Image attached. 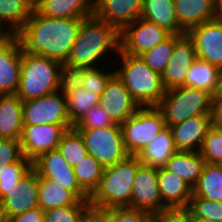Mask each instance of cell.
<instances>
[{
	"mask_svg": "<svg viewBox=\"0 0 222 222\" xmlns=\"http://www.w3.org/2000/svg\"><path fill=\"white\" fill-rule=\"evenodd\" d=\"M83 18H53L33 9L24 26L15 34L23 52L59 61L69 58Z\"/></svg>",
	"mask_w": 222,
	"mask_h": 222,
	"instance_id": "cell-1",
	"label": "cell"
},
{
	"mask_svg": "<svg viewBox=\"0 0 222 222\" xmlns=\"http://www.w3.org/2000/svg\"><path fill=\"white\" fill-rule=\"evenodd\" d=\"M120 38V31L115 26L94 15L83 19L69 58L64 64L65 74L71 75L79 69L100 65L103 67L102 62L107 59L104 56L120 52Z\"/></svg>",
	"mask_w": 222,
	"mask_h": 222,
	"instance_id": "cell-2",
	"label": "cell"
},
{
	"mask_svg": "<svg viewBox=\"0 0 222 222\" xmlns=\"http://www.w3.org/2000/svg\"><path fill=\"white\" fill-rule=\"evenodd\" d=\"M65 76L64 65L59 61L22 51L16 95L24 102L55 93L63 88Z\"/></svg>",
	"mask_w": 222,
	"mask_h": 222,
	"instance_id": "cell-3",
	"label": "cell"
},
{
	"mask_svg": "<svg viewBox=\"0 0 222 222\" xmlns=\"http://www.w3.org/2000/svg\"><path fill=\"white\" fill-rule=\"evenodd\" d=\"M142 163L137 156L104 167L101 182L90 196L92 209L104 211L114 207H129L133 182Z\"/></svg>",
	"mask_w": 222,
	"mask_h": 222,
	"instance_id": "cell-4",
	"label": "cell"
},
{
	"mask_svg": "<svg viewBox=\"0 0 222 222\" xmlns=\"http://www.w3.org/2000/svg\"><path fill=\"white\" fill-rule=\"evenodd\" d=\"M116 56V60H120L119 68H114L115 75L124 83L133 99L140 107L156 106L166 93L161 75L152 70L140 56H131L121 50Z\"/></svg>",
	"mask_w": 222,
	"mask_h": 222,
	"instance_id": "cell-5",
	"label": "cell"
},
{
	"mask_svg": "<svg viewBox=\"0 0 222 222\" xmlns=\"http://www.w3.org/2000/svg\"><path fill=\"white\" fill-rule=\"evenodd\" d=\"M212 95L192 87H179L166 91L156 105L165 125L171 127L195 116H211Z\"/></svg>",
	"mask_w": 222,
	"mask_h": 222,
	"instance_id": "cell-6",
	"label": "cell"
},
{
	"mask_svg": "<svg viewBox=\"0 0 222 222\" xmlns=\"http://www.w3.org/2000/svg\"><path fill=\"white\" fill-rule=\"evenodd\" d=\"M165 127L163 115L156 106L140 107L134 115L121 124L127 153L137 156Z\"/></svg>",
	"mask_w": 222,
	"mask_h": 222,
	"instance_id": "cell-7",
	"label": "cell"
},
{
	"mask_svg": "<svg viewBox=\"0 0 222 222\" xmlns=\"http://www.w3.org/2000/svg\"><path fill=\"white\" fill-rule=\"evenodd\" d=\"M77 131L84 139L88 154L104 167L114 165L129 156L124 146L120 124Z\"/></svg>",
	"mask_w": 222,
	"mask_h": 222,
	"instance_id": "cell-8",
	"label": "cell"
},
{
	"mask_svg": "<svg viewBox=\"0 0 222 222\" xmlns=\"http://www.w3.org/2000/svg\"><path fill=\"white\" fill-rule=\"evenodd\" d=\"M72 125L63 88L23 102V125Z\"/></svg>",
	"mask_w": 222,
	"mask_h": 222,
	"instance_id": "cell-9",
	"label": "cell"
},
{
	"mask_svg": "<svg viewBox=\"0 0 222 222\" xmlns=\"http://www.w3.org/2000/svg\"><path fill=\"white\" fill-rule=\"evenodd\" d=\"M157 178L158 168L140 165L133 182L130 208L144 211L154 217L170 211L162 203Z\"/></svg>",
	"mask_w": 222,
	"mask_h": 222,
	"instance_id": "cell-10",
	"label": "cell"
},
{
	"mask_svg": "<svg viewBox=\"0 0 222 222\" xmlns=\"http://www.w3.org/2000/svg\"><path fill=\"white\" fill-rule=\"evenodd\" d=\"M170 35L165 28L140 17L120 32V50L131 56H140Z\"/></svg>",
	"mask_w": 222,
	"mask_h": 222,
	"instance_id": "cell-11",
	"label": "cell"
},
{
	"mask_svg": "<svg viewBox=\"0 0 222 222\" xmlns=\"http://www.w3.org/2000/svg\"><path fill=\"white\" fill-rule=\"evenodd\" d=\"M72 128L73 125H23L19 140L23 156L33 162L42 153L57 149L63 135Z\"/></svg>",
	"mask_w": 222,
	"mask_h": 222,
	"instance_id": "cell-12",
	"label": "cell"
},
{
	"mask_svg": "<svg viewBox=\"0 0 222 222\" xmlns=\"http://www.w3.org/2000/svg\"><path fill=\"white\" fill-rule=\"evenodd\" d=\"M33 169L40 177L60 183L80 200H90V196L78 184L73 167L66 162L58 148L42 153L33 161Z\"/></svg>",
	"mask_w": 222,
	"mask_h": 222,
	"instance_id": "cell-13",
	"label": "cell"
},
{
	"mask_svg": "<svg viewBox=\"0 0 222 222\" xmlns=\"http://www.w3.org/2000/svg\"><path fill=\"white\" fill-rule=\"evenodd\" d=\"M197 59L194 41L188 33L176 34L172 57L161 74L166 91L185 86L188 70Z\"/></svg>",
	"mask_w": 222,
	"mask_h": 222,
	"instance_id": "cell-14",
	"label": "cell"
},
{
	"mask_svg": "<svg viewBox=\"0 0 222 222\" xmlns=\"http://www.w3.org/2000/svg\"><path fill=\"white\" fill-rule=\"evenodd\" d=\"M187 33L194 41L197 58L222 68V20L204 22Z\"/></svg>",
	"mask_w": 222,
	"mask_h": 222,
	"instance_id": "cell-15",
	"label": "cell"
},
{
	"mask_svg": "<svg viewBox=\"0 0 222 222\" xmlns=\"http://www.w3.org/2000/svg\"><path fill=\"white\" fill-rule=\"evenodd\" d=\"M107 115L116 123H124L140 108L126 89L124 83L114 75L100 94L99 104Z\"/></svg>",
	"mask_w": 222,
	"mask_h": 222,
	"instance_id": "cell-16",
	"label": "cell"
},
{
	"mask_svg": "<svg viewBox=\"0 0 222 222\" xmlns=\"http://www.w3.org/2000/svg\"><path fill=\"white\" fill-rule=\"evenodd\" d=\"M22 47L18 38L0 40V95H15L21 73Z\"/></svg>",
	"mask_w": 222,
	"mask_h": 222,
	"instance_id": "cell-17",
	"label": "cell"
},
{
	"mask_svg": "<svg viewBox=\"0 0 222 222\" xmlns=\"http://www.w3.org/2000/svg\"><path fill=\"white\" fill-rule=\"evenodd\" d=\"M7 219L38 206V173L32 168L0 200Z\"/></svg>",
	"mask_w": 222,
	"mask_h": 222,
	"instance_id": "cell-18",
	"label": "cell"
},
{
	"mask_svg": "<svg viewBox=\"0 0 222 222\" xmlns=\"http://www.w3.org/2000/svg\"><path fill=\"white\" fill-rule=\"evenodd\" d=\"M143 0H94L93 15L120 32L141 17Z\"/></svg>",
	"mask_w": 222,
	"mask_h": 222,
	"instance_id": "cell-19",
	"label": "cell"
},
{
	"mask_svg": "<svg viewBox=\"0 0 222 222\" xmlns=\"http://www.w3.org/2000/svg\"><path fill=\"white\" fill-rule=\"evenodd\" d=\"M158 189L162 203L170 210H185L193 196V188L177 174L158 168Z\"/></svg>",
	"mask_w": 222,
	"mask_h": 222,
	"instance_id": "cell-20",
	"label": "cell"
},
{
	"mask_svg": "<svg viewBox=\"0 0 222 222\" xmlns=\"http://www.w3.org/2000/svg\"><path fill=\"white\" fill-rule=\"evenodd\" d=\"M211 127V116H195L170 127L178 151L199 152Z\"/></svg>",
	"mask_w": 222,
	"mask_h": 222,
	"instance_id": "cell-21",
	"label": "cell"
},
{
	"mask_svg": "<svg viewBox=\"0 0 222 222\" xmlns=\"http://www.w3.org/2000/svg\"><path fill=\"white\" fill-rule=\"evenodd\" d=\"M63 90L66 96L67 112L73 126L92 106L99 104L100 95L97 94V90L86 89L71 75L65 76Z\"/></svg>",
	"mask_w": 222,
	"mask_h": 222,
	"instance_id": "cell-22",
	"label": "cell"
},
{
	"mask_svg": "<svg viewBox=\"0 0 222 222\" xmlns=\"http://www.w3.org/2000/svg\"><path fill=\"white\" fill-rule=\"evenodd\" d=\"M94 0H34V9L53 18H83L93 16Z\"/></svg>",
	"mask_w": 222,
	"mask_h": 222,
	"instance_id": "cell-23",
	"label": "cell"
},
{
	"mask_svg": "<svg viewBox=\"0 0 222 222\" xmlns=\"http://www.w3.org/2000/svg\"><path fill=\"white\" fill-rule=\"evenodd\" d=\"M179 26L187 33L192 27L215 19L214 0H174Z\"/></svg>",
	"mask_w": 222,
	"mask_h": 222,
	"instance_id": "cell-24",
	"label": "cell"
},
{
	"mask_svg": "<svg viewBox=\"0 0 222 222\" xmlns=\"http://www.w3.org/2000/svg\"><path fill=\"white\" fill-rule=\"evenodd\" d=\"M23 101L15 95H0V138L20 140Z\"/></svg>",
	"mask_w": 222,
	"mask_h": 222,
	"instance_id": "cell-25",
	"label": "cell"
},
{
	"mask_svg": "<svg viewBox=\"0 0 222 222\" xmlns=\"http://www.w3.org/2000/svg\"><path fill=\"white\" fill-rule=\"evenodd\" d=\"M177 151L170 127L166 126L139 152L137 157L144 165L161 168Z\"/></svg>",
	"mask_w": 222,
	"mask_h": 222,
	"instance_id": "cell-26",
	"label": "cell"
},
{
	"mask_svg": "<svg viewBox=\"0 0 222 222\" xmlns=\"http://www.w3.org/2000/svg\"><path fill=\"white\" fill-rule=\"evenodd\" d=\"M141 18L165 28L171 34L186 33L178 24L174 0H143Z\"/></svg>",
	"mask_w": 222,
	"mask_h": 222,
	"instance_id": "cell-27",
	"label": "cell"
},
{
	"mask_svg": "<svg viewBox=\"0 0 222 222\" xmlns=\"http://www.w3.org/2000/svg\"><path fill=\"white\" fill-rule=\"evenodd\" d=\"M204 165L205 160L199 152L177 151L167 161L164 168L177 174L193 188L202 173Z\"/></svg>",
	"mask_w": 222,
	"mask_h": 222,
	"instance_id": "cell-28",
	"label": "cell"
},
{
	"mask_svg": "<svg viewBox=\"0 0 222 222\" xmlns=\"http://www.w3.org/2000/svg\"><path fill=\"white\" fill-rule=\"evenodd\" d=\"M80 199L60 183L50 181L38 175V206L43 210L75 205Z\"/></svg>",
	"mask_w": 222,
	"mask_h": 222,
	"instance_id": "cell-29",
	"label": "cell"
},
{
	"mask_svg": "<svg viewBox=\"0 0 222 222\" xmlns=\"http://www.w3.org/2000/svg\"><path fill=\"white\" fill-rule=\"evenodd\" d=\"M34 9V0H0V21L15 35Z\"/></svg>",
	"mask_w": 222,
	"mask_h": 222,
	"instance_id": "cell-30",
	"label": "cell"
},
{
	"mask_svg": "<svg viewBox=\"0 0 222 222\" xmlns=\"http://www.w3.org/2000/svg\"><path fill=\"white\" fill-rule=\"evenodd\" d=\"M193 195L211 201H222V166L205 163L193 187Z\"/></svg>",
	"mask_w": 222,
	"mask_h": 222,
	"instance_id": "cell-31",
	"label": "cell"
},
{
	"mask_svg": "<svg viewBox=\"0 0 222 222\" xmlns=\"http://www.w3.org/2000/svg\"><path fill=\"white\" fill-rule=\"evenodd\" d=\"M219 71V67L197 59L188 70L185 86L202 89L212 95L215 91Z\"/></svg>",
	"mask_w": 222,
	"mask_h": 222,
	"instance_id": "cell-32",
	"label": "cell"
},
{
	"mask_svg": "<svg viewBox=\"0 0 222 222\" xmlns=\"http://www.w3.org/2000/svg\"><path fill=\"white\" fill-rule=\"evenodd\" d=\"M73 169L78 184L91 196L101 182L104 166L93 156L87 154L73 166Z\"/></svg>",
	"mask_w": 222,
	"mask_h": 222,
	"instance_id": "cell-33",
	"label": "cell"
},
{
	"mask_svg": "<svg viewBox=\"0 0 222 222\" xmlns=\"http://www.w3.org/2000/svg\"><path fill=\"white\" fill-rule=\"evenodd\" d=\"M33 168V162L24 156L17 162L0 166V200Z\"/></svg>",
	"mask_w": 222,
	"mask_h": 222,
	"instance_id": "cell-34",
	"label": "cell"
},
{
	"mask_svg": "<svg viewBox=\"0 0 222 222\" xmlns=\"http://www.w3.org/2000/svg\"><path fill=\"white\" fill-rule=\"evenodd\" d=\"M176 43V34H171L167 39L154 48L144 52L140 58L154 71L160 75L167 66Z\"/></svg>",
	"mask_w": 222,
	"mask_h": 222,
	"instance_id": "cell-35",
	"label": "cell"
},
{
	"mask_svg": "<svg viewBox=\"0 0 222 222\" xmlns=\"http://www.w3.org/2000/svg\"><path fill=\"white\" fill-rule=\"evenodd\" d=\"M58 150L70 166H75L88 154L81 134L74 128L69 129L62 137Z\"/></svg>",
	"mask_w": 222,
	"mask_h": 222,
	"instance_id": "cell-36",
	"label": "cell"
},
{
	"mask_svg": "<svg viewBox=\"0 0 222 222\" xmlns=\"http://www.w3.org/2000/svg\"><path fill=\"white\" fill-rule=\"evenodd\" d=\"M104 70L101 67L79 69L71 74V76L86 89L97 90V94H101L106 88L108 81L115 75V69Z\"/></svg>",
	"mask_w": 222,
	"mask_h": 222,
	"instance_id": "cell-37",
	"label": "cell"
},
{
	"mask_svg": "<svg viewBox=\"0 0 222 222\" xmlns=\"http://www.w3.org/2000/svg\"><path fill=\"white\" fill-rule=\"evenodd\" d=\"M90 209L89 200H80L75 205L51 208L44 211V222H82Z\"/></svg>",
	"mask_w": 222,
	"mask_h": 222,
	"instance_id": "cell-38",
	"label": "cell"
},
{
	"mask_svg": "<svg viewBox=\"0 0 222 222\" xmlns=\"http://www.w3.org/2000/svg\"><path fill=\"white\" fill-rule=\"evenodd\" d=\"M184 211L192 219L222 222V201H211L193 195Z\"/></svg>",
	"mask_w": 222,
	"mask_h": 222,
	"instance_id": "cell-39",
	"label": "cell"
},
{
	"mask_svg": "<svg viewBox=\"0 0 222 222\" xmlns=\"http://www.w3.org/2000/svg\"><path fill=\"white\" fill-rule=\"evenodd\" d=\"M199 153L205 163L220 165L222 163V130L211 126Z\"/></svg>",
	"mask_w": 222,
	"mask_h": 222,
	"instance_id": "cell-40",
	"label": "cell"
},
{
	"mask_svg": "<svg viewBox=\"0 0 222 222\" xmlns=\"http://www.w3.org/2000/svg\"><path fill=\"white\" fill-rule=\"evenodd\" d=\"M117 125L100 105L92 106L86 114L73 126L76 130H89Z\"/></svg>",
	"mask_w": 222,
	"mask_h": 222,
	"instance_id": "cell-41",
	"label": "cell"
},
{
	"mask_svg": "<svg viewBox=\"0 0 222 222\" xmlns=\"http://www.w3.org/2000/svg\"><path fill=\"white\" fill-rule=\"evenodd\" d=\"M112 222H153L155 217L129 207H114L104 210Z\"/></svg>",
	"mask_w": 222,
	"mask_h": 222,
	"instance_id": "cell-42",
	"label": "cell"
},
{
	"mask_svg": "<svg viewBox=\"0 0 222 222\" xmlns=\"http://www.w3.org/2000/svg\"><path fill=\"white\" fill-rule=\"evenodd\" d=\"M23 157L19 140L0 138V163L1 166L17 162Z\"/></svg>",
	"mask_w": 222,
	"mask_h": 222,
	"instance_id": "cell-43",
	"label": "cell"
},
{
	"mask_svg": "<svg viewBox=\"0 0 222 222\" xmlns=\"http://www.w3.org/2000/svg\"><path fill=\"white\" fill-rule=\"evenodd\" d=\"M10 222H44V211L37 206L8 219Z\"/></svg>",
	"mask_w": 222,
	"mask_h": 222,
	"instance_id": "cell-44",
	"label": "cell"
},
{
	"mask_svg": "<svg viewBox=\"0 0 222 222\" xmlns=\"http://www.w3.org/2000/svg\"><path fill=\"white\" fill-rule=\"evenodd\" d=\"M156 222H193L184 210L167 211L155 217Z\"/></svg>",
	"mask_w": 222,
	"mask_h": 222,
	"instance_id": "cell-45",
	"label": "cell"
},
{
	"mask_svg": "<svg viewBox=\"0 0 222 222\" xmlns=\"http://www.w3.org/2000/svg\"><path fill=\"white\" fill-rule=\"evenodd\" d=\"M211 126L222 130V101L211 102Z\"/></svg>",
	"mask_w": 222,
	"mask_h": 222,
	"instance_id": "cell-46",
	"label": "cell"
},
{
	"mask_svg": "<svg viewBox=\"0 0 222 222\" xmlns=\"http://www.w3.org/2000/svg\"><path fill=\"white\" fill-rule=\"evenodd\" d=\"M82 222H112L110 217L101 210L90 209Z\"/></svg>",
	"mask_w": 222,
	"mask_h": 222,
	"instance_id": "cell-47",
	"label": "cell"
},
{
	"mask_svg": "<svg viewBox=\"0 0 222 222\" xmlns=\"http://www.w3.org/2000/svg\"><path fill=\"white\" fill-rule=\"evenodd\" d=\"M222 101V68H220L215 91L212 94V102Z\"/></svg>",
	"mask_w": 222,
	"mask_h": 222,
	"instance_id": "cell-48",
	"label": "cell"
},
{
	"mask_svg": "<svg viewBox=\"0 0 222 222\" xmlns=\"http://www.w3.org/2000/svg\"><path fill=\"white\" fill-rule=\"evenodd\" d=\"M215 19L222 20V0H214Z\"/></svg>",
	"mask_w": 222,
	"mask_h": 222,
	"instance_id": "cell-49",
	"label": "cell"
},
{
	"mask_svg": "<svg viewBox=\"0 0 222 222\" xmlns=\"http://www.w3.org/2000/svg\"><path fill=\"white\" fill-rule=\"evenodd\" d=\"M13 34L0 21V40L9 39Z\"/></svg>",
	"mask_w": 222,
	"mask_h": 222,
	"instance_id": "cell-50",
	"label": "cell"
},
{
	"mask_svg": "<svg viewBox=\"0 0 222 222\" xmlns=\"http://www.w3.org/2000/svg\"><path fill=\"white\" fill-rule=\"evenodd\" d=\"M7 220L6 214L4 213L0 204V222H5Z\"/></svg>",
	"mask_w": 222,
	"mask_h": 222,
	"instance_id": "cell-51",
	"label": "cell"
},
{
	"mask_svg": "<svg viewBox=\"0 0 222 222\" xmlns=\"http://www.w3.org/2000/svg\"><path fill=\"white\" fill-rule=\"evenodd\" d=\"M193 222H217L213 220H206V219H192Z\"/></svg>",
	"mask_w": 222,
	"mask_h": 222,
	"instance_id": "cell-52",
	"label": "cell"
}]
</instances>
